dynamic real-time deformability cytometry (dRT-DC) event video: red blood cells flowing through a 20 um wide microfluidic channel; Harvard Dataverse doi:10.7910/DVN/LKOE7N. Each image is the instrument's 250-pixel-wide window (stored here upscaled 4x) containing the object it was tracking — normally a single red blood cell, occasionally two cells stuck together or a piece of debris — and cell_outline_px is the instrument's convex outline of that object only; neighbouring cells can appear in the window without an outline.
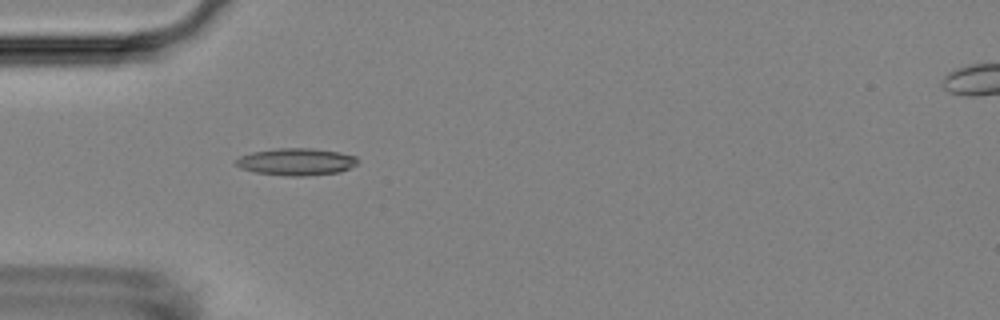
{"species": "Egyptian fruit bat (a non-hibernating species)", "species_latin": "Rousettus aegyptiacus", "temperature_condition": "room temperature", "stored_images_in_passage": 55, "camera_frame_rate_fps": 3000, "um_per_image_px": 0.085, "animal": {"sex": "female"}, "frame": {"image": 1, "passage_image": 17, "time_ms": 5.333, "image_size_px": [1000, 320], "cell_outline_px": [[360, 160], [356, 164], [340, 172], [304, 176], [288, 176], [256, 172], [240, 168], [236, 164], [236, 160], [240, 156], [252, 152], [276, 148], [312, 148], [336, 152], [356, 156]], "centroid_in_image_um": [25.18, 13.75], "position_along_channel_um": 59.8, "area_um2": 19.13}}
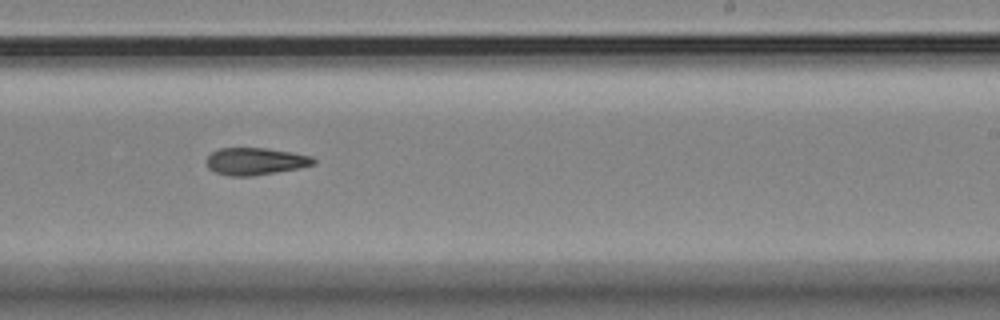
{"frame": {"image": 2, "passage_image": 34, "time_ms": 11.0, "image_size_px": [1000, 320], "cell_outline_px": [[316, 164], [276, 172], [252, 176], [228, 176], [216, 172], [208, 168], [204, 160], [212, 152], [220, 148], [268, 148], [292, 152], [312, 156], [316, 160]], "centroid_in_image_um": [21.69, 13.7], "position_along_channel_um": 267.3, "area_um2": 17.05}}
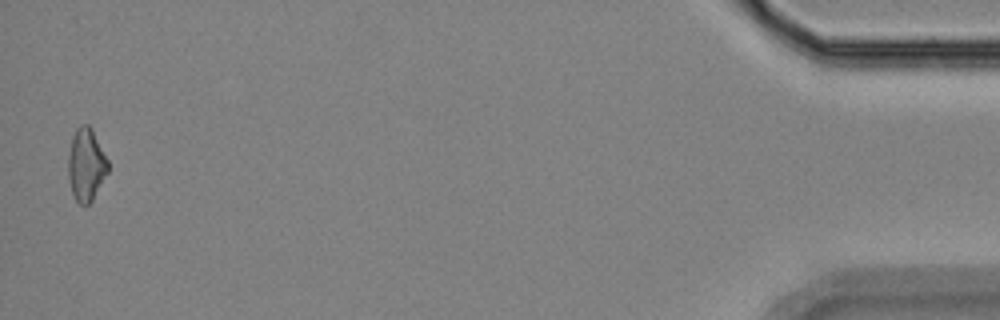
{"frame": {"image": 3, "passage_image": 54, "time_ms": 17.667, "image_size_px": [1000, 320], "cell_outline_px": [[108, 172], [92, 200], [88, 204], [80, 204], [76, 200], [72, 192], [68, 176], [68, 156], [72, 136], [76, 128], [80, 124], [88, 124], [92, 128], [108, 160]], "centroid_in_image_um": [7.32, 13.96], "position_along_channel_um": 427.9, "area_um2": 16.82}}